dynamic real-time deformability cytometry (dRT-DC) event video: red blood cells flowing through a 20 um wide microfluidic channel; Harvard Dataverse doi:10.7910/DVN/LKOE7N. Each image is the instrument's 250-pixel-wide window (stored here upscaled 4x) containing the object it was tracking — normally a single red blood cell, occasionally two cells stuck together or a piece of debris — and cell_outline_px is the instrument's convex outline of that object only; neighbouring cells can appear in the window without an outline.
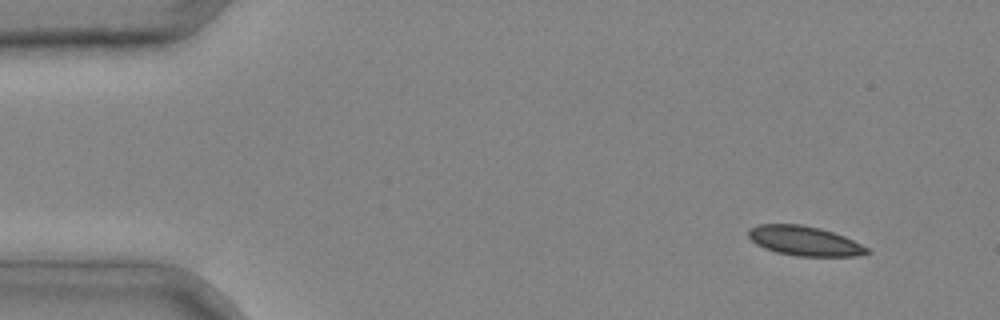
{"species": "common noctule bat (a hibernating species)", "species_latin": "Nyctalus noctula", "temperature_condition": "cold", "stored_images_in_passage": 4, "segment_of_instrument_passage": [1, 2], "camera_frame_rate_fps": 3000, "um_per_image_px": 0.085, "animal": {"sex": "male", "body_mass_g": 20.4}, "frame": {"image": 1, "passage_image": 1, "time_ms": 0.0, "image_size_px": [1000, 320], "cell_outline_px": [[872, 252], [856, 256], [796, 256], [776, 252], [764, 248], [756, 244], [748, 236], [748, 228], [760, 224], [800, 224], [820, 228], [844, 236], [868, 248]], "centroid_in_image_um": [68.36, 20.48], "position_along_channel_um": 16.6, "area_um2": 20.4}}
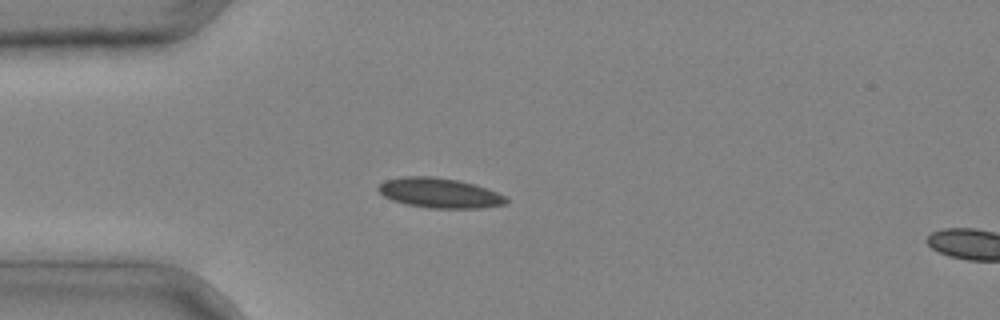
{"frame": {"image": 2, "passage_image": 3, "time_ms": 0.667, "image_size_px": [1000, 320], "cell_outline_px": [[508, 204], [480, 208], [428, 208], [408, 204], [392, 200], [384, 196], [376, 188], [384, 180], [404, 176], [432, 176], [460, 180], [476, 184], [508, 196]], "centroid_in_image_um": [37.4, 16.39], "position_along_channel_um": 47.6, "area_um2": 22.54}}